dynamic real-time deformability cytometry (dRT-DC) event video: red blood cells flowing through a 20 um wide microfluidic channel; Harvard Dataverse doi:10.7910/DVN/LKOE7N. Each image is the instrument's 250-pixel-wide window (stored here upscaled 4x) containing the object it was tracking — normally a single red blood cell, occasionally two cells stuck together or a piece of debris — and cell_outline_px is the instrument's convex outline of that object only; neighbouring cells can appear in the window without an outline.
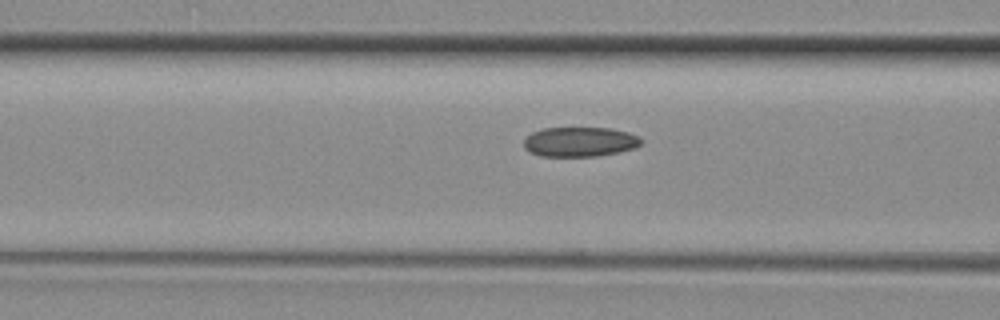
{"species": "common noctule bat (a hibernating species)", "species_latin": "Nyctalus noctula", "temperature_condition": "room temperature", "stored_images_in_passage": 12, "camera_frame_rate_fps": 3000, "um_per_image_px": 0.085, "animal": {"sex": "female", "body_mass_g": 29.2, "forearm_length_mm": 56.3}, "frame": {"image": 1, "passage_image": 10, "time_ms": 3.0, "image_size_px": [1000, 320], "cell_outline_px": [[644, 140], [636, 148], [620, 152], [596, 156], [540, 156], [524, 148], [524, 136], [532, 132], [544, 128], [612, 128], [628, 132], [640, 136]], "centroid_in_image_um": [49.31, 12.05], "position_along_channel_um": 117.3, "area_um2": 20.52}}